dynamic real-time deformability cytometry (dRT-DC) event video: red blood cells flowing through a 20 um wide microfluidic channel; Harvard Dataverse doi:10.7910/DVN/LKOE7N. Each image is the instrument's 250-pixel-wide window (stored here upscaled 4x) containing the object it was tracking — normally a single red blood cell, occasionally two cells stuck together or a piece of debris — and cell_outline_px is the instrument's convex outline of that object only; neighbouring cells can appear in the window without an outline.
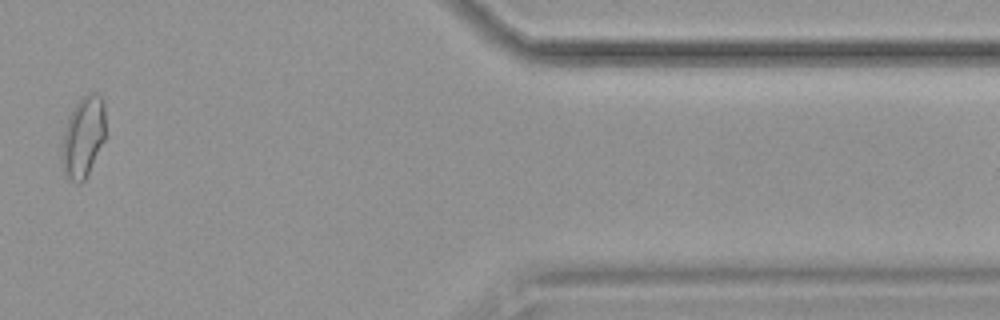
{"species": "common noctule bat (a hibernating species)", "species_latin": "Nyctalus noctula", "temperature_condition": "cold", "stored_images_in_passage": 17, "camera_frame_rate_fps": 3000, "um_per_image_px": 0.085, "animal": {"sex": "female", "body_mass_g": 19.9}, "frame": {"image": 1, "passage_image": 15, "time_ms": 17.0, "image_size_px": [1000, 320], "cell_outline_px": [[104, 140], [84, 180], [80, 184], [76, 184], [64, 172], [60, 156], [60, 152], [64, 128], [68, 116], [76, 104], [88, 92], [92, 92], [100, 96], [104, 104]], "centroid_in_image_um": [7.03, 11.64], "position_along_channel_um": 404.4, "area_um2": 20.46}}